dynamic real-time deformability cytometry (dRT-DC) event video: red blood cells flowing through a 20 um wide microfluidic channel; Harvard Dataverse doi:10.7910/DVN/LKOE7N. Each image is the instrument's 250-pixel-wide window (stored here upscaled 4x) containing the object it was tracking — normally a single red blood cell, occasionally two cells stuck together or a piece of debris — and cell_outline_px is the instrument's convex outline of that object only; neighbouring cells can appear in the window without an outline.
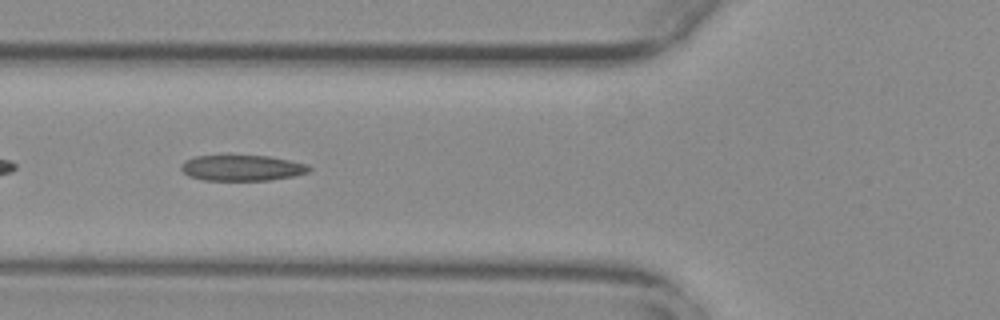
{"species": "common noctule bat (a hibernating species)", "species_latin": "Nyctalus noctula", "temperature_condition": "warm", "stored_images_in_passage": 37, "camera_frame_rate_fps": 3000, "um_per_image_px": 0.085, "animal": {"sex": "female", "body_mass_g": 29.2, "forearm_length_mm": 56.3}, "frame": {"image": 1, "passage_image": 5, "time_ms": 1.333, "image_size_px": [1000, 320], "cell_outline_px": [[312, 168], [308, 172], [292, 176], [268, 180], [204, 180], [188, 176], [180, 168], [180, 164], [184, 160], [196, 156], [224, 152], [268, 156], [308, 164]], "centroid_in_image_um": [20.49, 14.21], "position_along_channel_um": 105.3, "area_um2": 20.11}}
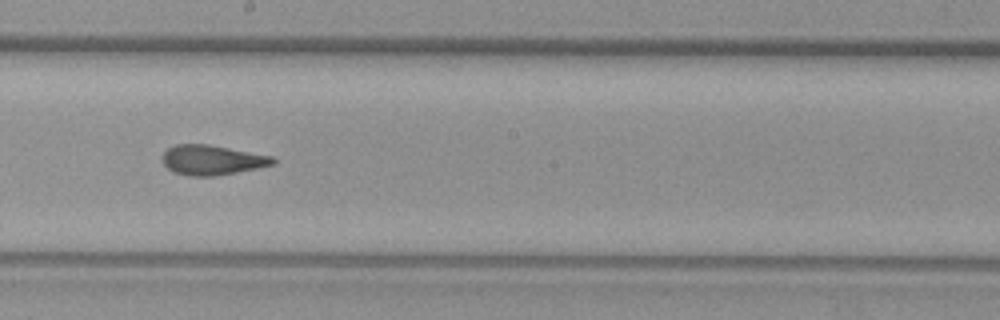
{"frame": {"image": 2, "passage_image": 15, "time_ms": 4.667, "image_size_px": [1000, 320], "cell_outline_px": [[276, 164], [216, 176], [188, 176], [172, 172], [164, 164], [164, 152], [168, 148], [176, 144], [208, 144], [272, 156], [276, 160]], "centroid_in_image_um": [18.03, 13.6], "position_along_channel_um": 230.2, "area_um2": 19.13}}
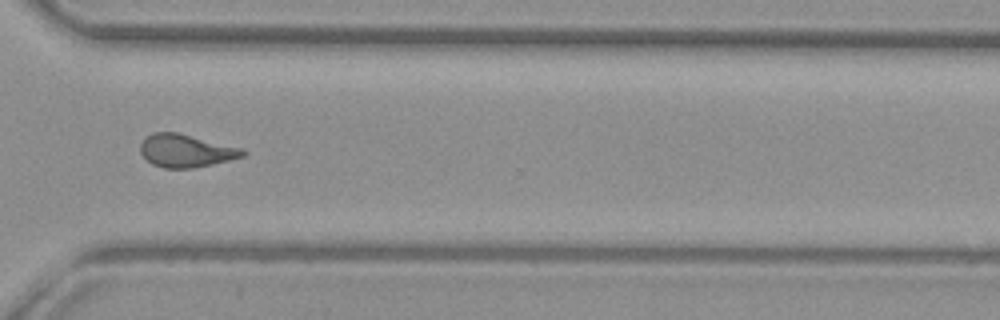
{"frame": {"image": 3, "passage_image": 25, "time_ms": 8.0, "image_size_px": [1000, 320], "cell_outline_px": [[248, 152], [244, 156], [212, 164], [192, 168], [164, 168], [152, 164], [140, 152], [140, 144], [152, 132], [176, 132], [244, 148]], "centroid_in_image_um": [15.83, 12.81], "position_along_channel_um": 354.8, "area_um2": 19.54}, "authors_computed_cell_mechanics": {"area_um2": 19.5364, "velocity_mm_per_s": 3.7406, "shape_relaxation_time_tau1_ms": null, "shape_relaxation_time_tau2_ms": 1.6155, "deformation_change_tau1": null, "deformation_change_tau2": 0.0975}}